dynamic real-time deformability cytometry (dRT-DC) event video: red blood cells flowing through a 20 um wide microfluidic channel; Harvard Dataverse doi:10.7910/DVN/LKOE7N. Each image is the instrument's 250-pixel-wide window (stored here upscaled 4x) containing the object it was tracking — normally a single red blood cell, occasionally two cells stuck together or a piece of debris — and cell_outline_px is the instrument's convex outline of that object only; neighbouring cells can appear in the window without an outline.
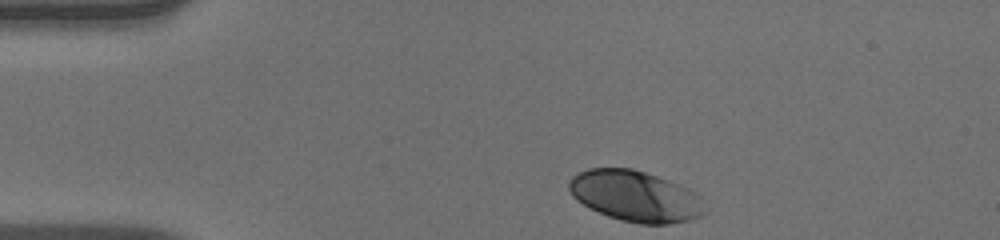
{"species": "human", "species_latin": "Homo sapiens", "temperature_condition": "warm", "stored_images_in_passage": 35, "camera_frame_rate_fps": 3000, "um_per_image_px": 0.085, "donor": {"sex": "male"}, "frame": {"image": 1, "passage_image": 1, "time_ms": 0.0, "image_size_px": [1000, 240], "cell_outline_px": [[704, 212], [700, 216], [688, 220], [668, 224], [640, 224], [620, 220], [608, 216], [576, 200], [572, 196], [568, 188], [568, 180], [572, 176], [588, 168], [632, 168], [668, 180], [688, 188], [692, 192]], "centroid_in_image_um": [53.91, 16.66], "position_along_channel_um": 31.1, "area_um2": 39.54}}
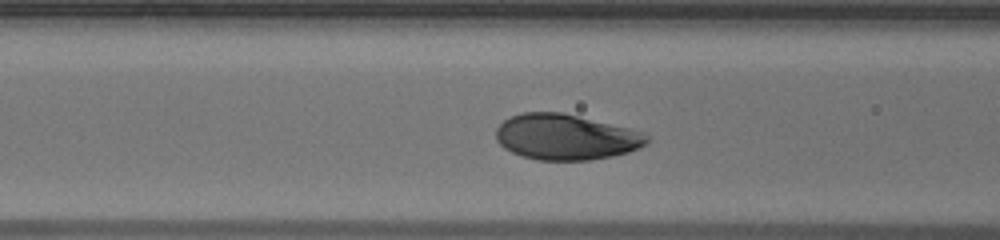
{"frame": {"image": 2, "passage_image": 12, "time_ms": 3.667, "image_size_px": [1000, 240], "cell_outline_px": [[652, 140], [648, 144], [640, 148], [628, 152], [612, 156], [588, 160], [536, 160], [520, 156], [504, 148], [496, 140], [496, 128], [504, 120], [512, 116], [524, 112], [560, 112], [628, 128], [644, 132]], "centroid_in_image_um": [48.1, 11.66], "position_along_channel_um": 118.5, "area_um2": 40.17}}
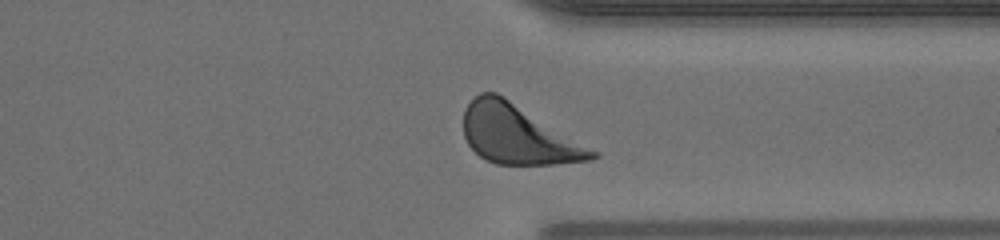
{"frame": {"image": 3, "passage_image": 31, "time_ms": 10.0, "image_size_px": [1000, 240], "cell_outline_px": [[600, 156], [592, 160], [552, 164], [496, 164], [480, 156], [468, 144], [464, 136], [464, 108], [480, 92], [496, 92], [596, 152]], "centroid_in_image_um": [43.97, 11.44], "position_along_channel_um": 367.4, "area_um2": 43.06}, "authors_computed_cell_mechanics": {"area_um2": 40.46, "velocity_mm_per_s": 3.9391, "shape_relaxation_time_tau1_ms": 2.4757, "shape_relaxation_time_tau2_ms": null, "deformation_change_tau1": 0.1451, "deformation_change_tau2": null}}